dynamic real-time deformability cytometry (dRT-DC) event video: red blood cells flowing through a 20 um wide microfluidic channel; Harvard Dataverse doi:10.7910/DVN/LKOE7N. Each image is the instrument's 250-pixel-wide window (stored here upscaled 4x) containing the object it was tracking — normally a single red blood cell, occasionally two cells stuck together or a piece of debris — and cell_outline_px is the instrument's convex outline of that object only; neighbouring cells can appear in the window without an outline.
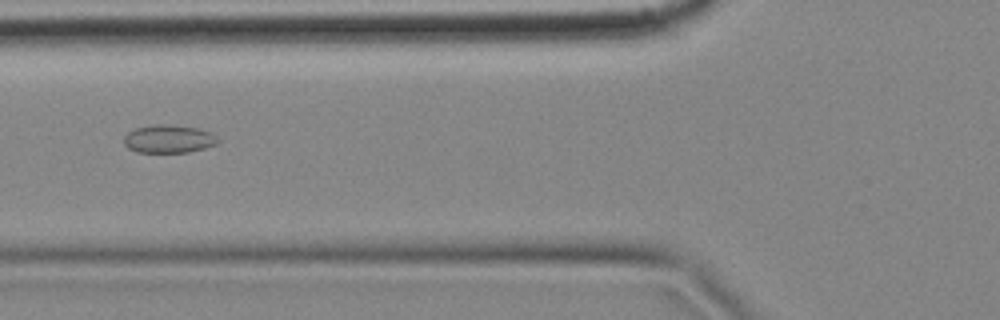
{"species": "common noctule bat (a hibernating species)", "species_latin": "Nyctalus noctula", "temperature_condition": "cold", "stored_images_in_passage": 8, "camera_frame_rate_fps": 3000, "um_per_image_px": 0.085, "animal": {"sex": "female", "body_mass_g": 18.4}, "frame": {"image": 1, "passage_image": 4, "time_ms": 1.0, "image_size_px": [1000, 320], "cell_outline_px": [[220, 140], [216, 144], [204, 148], [188, 152], [136, 152], [128, 148], [124, 144], [124, 136], [128, 132], [136, 128], [152, 124], [164, 124], [200, 128], [212, 132]], "centroid_in_image_um": [14.35, 11.8], "position_along_channel_um": 111.5, "area_um2": 15.49}}
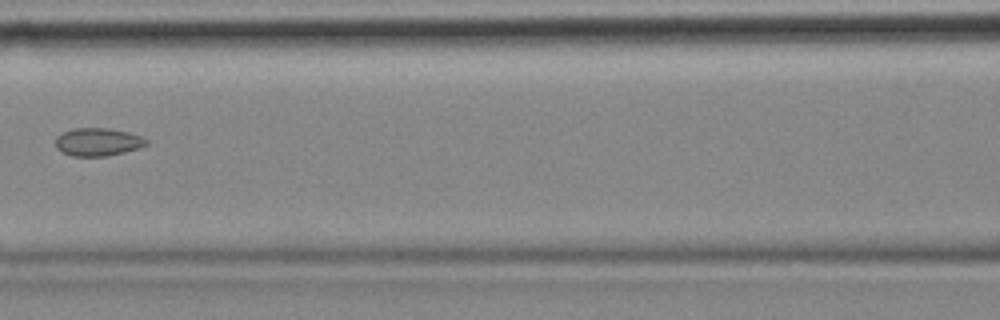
{"frame": {"image": 2, "passage_image": 5, "time_ms": 1.333, "image_size_px": [1000, 320], "cell_outline_px": [[148, 144], [140, 148], [108, 156], [72, 156], [56, 148], [56, 136], [72, 128], [108, 128], [128, 132], [140, 136], [148, 140]], "centroid_in_image_um": [8.33, 12.06], "position_along_channel_um": 158.3, "area_um2": 14.8}}